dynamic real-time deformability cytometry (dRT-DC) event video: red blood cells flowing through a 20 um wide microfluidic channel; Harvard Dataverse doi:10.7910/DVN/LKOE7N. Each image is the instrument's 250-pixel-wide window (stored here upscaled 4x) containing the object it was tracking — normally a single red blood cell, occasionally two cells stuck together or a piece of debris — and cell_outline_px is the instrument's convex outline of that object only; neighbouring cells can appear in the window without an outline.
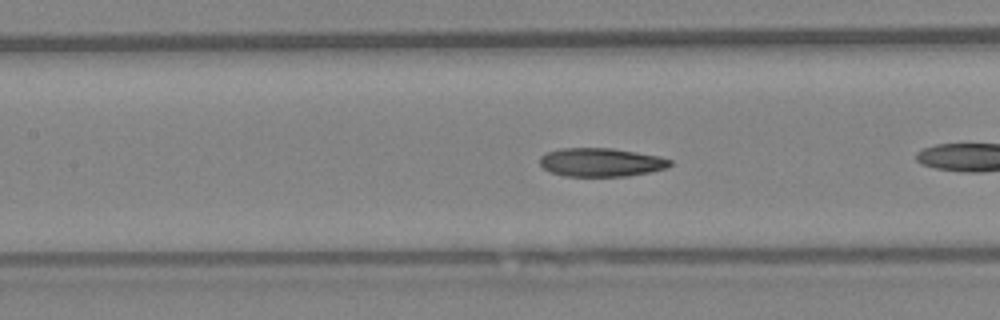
{"species": "Egyptian fruit bat (a non-hibernating species)", "species_latin": "Rousettus aegyptiacus", "temperature_condition": "warm", "stored_images_in_passage": 22, "camera_frame_rate_fps": 3000, "um_per_image_px": 0.085, "animal": {"sex": "female"}, "frame": {"image": 1, "passage_image": 7, "time_ms": 2.0, "image_size_px": [1000, 320], "cell_outline_px": [[672, 164], [668, 168], [628, 176], [564, 176], [548, 172], [540, 164], [540, 156], [548, 152], [560, 148], [612, 148], [660, 156], [672, 160]], "centroid_in_image_um": [51.09, 13.79], "position_along_channel_um": 156.3, "area_um2": 21.79}}
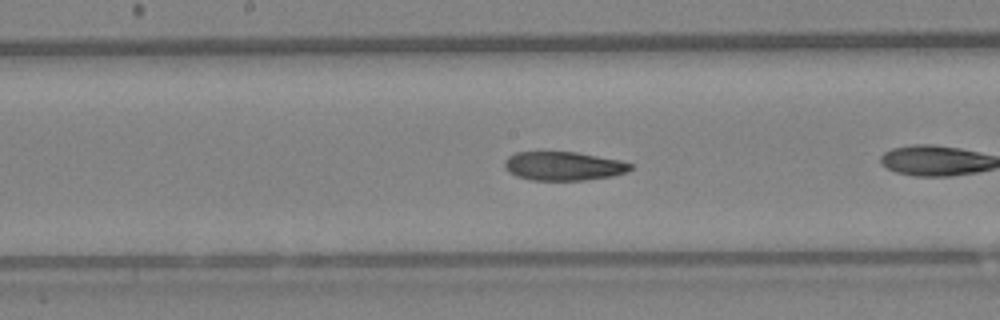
{"frame": {"image": 2, "passage_image": 10, "time_ms": 3.0, "image_size_px": [1000, 320], "cell_outline_px": [[632, 168], [628, 172], [612, 176], [584, 180], [532, 180], [516, 176], [508, 172], [504, 168], [504, 160], [508, 156], [516, 152], [576, 152], [620, 160], [632, 164]], "centroid_in_image_um": [47.88, 14.11], "position_along_channel_um": 200.3, "area_um2": 21.21}}